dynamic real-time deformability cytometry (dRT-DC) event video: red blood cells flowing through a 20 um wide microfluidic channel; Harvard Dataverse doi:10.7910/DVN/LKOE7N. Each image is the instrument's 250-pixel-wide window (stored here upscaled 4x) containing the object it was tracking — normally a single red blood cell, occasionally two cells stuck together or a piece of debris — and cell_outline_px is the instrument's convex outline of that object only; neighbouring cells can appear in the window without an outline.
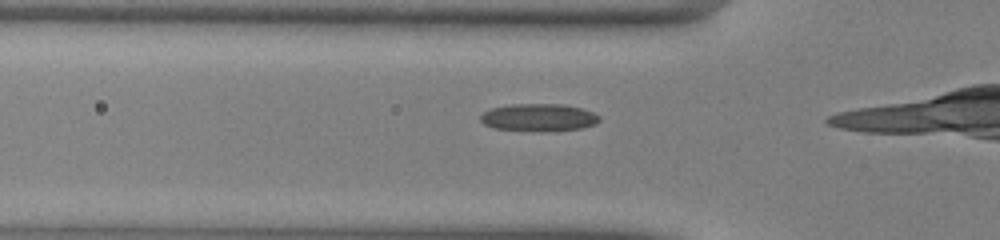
{"species": "common noctule bat (a hibernating species)", "species_latin": "Nyctalus noctula", "temperature_condition": "warm", "stored_images_in_passage": 15, "camera_frame_rate_fps": 3000, "um_per_image_px": 0.085, "animal": {"sex": "male", "body_mass_g": 13.0, "forearm_length_mm": 53.1}, "frame": {"image": 1, "passage_image": 11, "time_ms": 3.333, "image_size_px": [1000, 240], "cell_outline_px": [[600, 120], [596, 124], [584, 128], [548, 132], [540, 132], [492, 128], [484, 124], [480, 120], [480, 116], [484, 112], [492, 108], [512, 104], [564, 104], [580, 108], [592, 112], [600, 116]], "centroid_in_image_um": [45.81, 10.0], "position_along_channel_um": 80.0, "area_um2": 19.36}}